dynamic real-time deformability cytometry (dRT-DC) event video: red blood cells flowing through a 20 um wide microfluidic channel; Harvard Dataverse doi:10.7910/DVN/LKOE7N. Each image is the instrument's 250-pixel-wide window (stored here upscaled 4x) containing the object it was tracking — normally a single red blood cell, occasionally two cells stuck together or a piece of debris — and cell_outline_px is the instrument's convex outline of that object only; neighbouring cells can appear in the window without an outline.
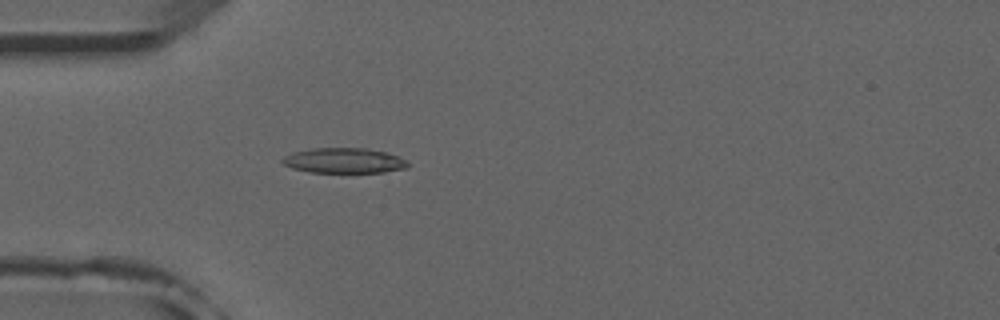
{"species": "common noctule bat (a hibernating species)", "species_latin": "Nyctalus noctula", "temperature_condition": "room temperature", "stored_images_in_passage": 52, "camera_frame_rate_fps": 3000, "um_per_image_px": 0.085, "animal": {"sex": "male", "forearm_length_mm": 52.5}, "frame": {"image": 1, "passage_image": 15, "time_ms": 4.667, "image_size_px": [1000, 320], "cell_outline_px": [[408, 168], [384, 172], [312, 172], [292, 168], [284, 164], [280, 160], [284, 156], [292, 152], [312, 148], [364, 148], [384, 152], [396, 156], [404, 160], [408, 164]], "centroid_in_image_um": [29.19, 13.65], "position_along_channel_um": 55.8, "area_um2": 18.21}}
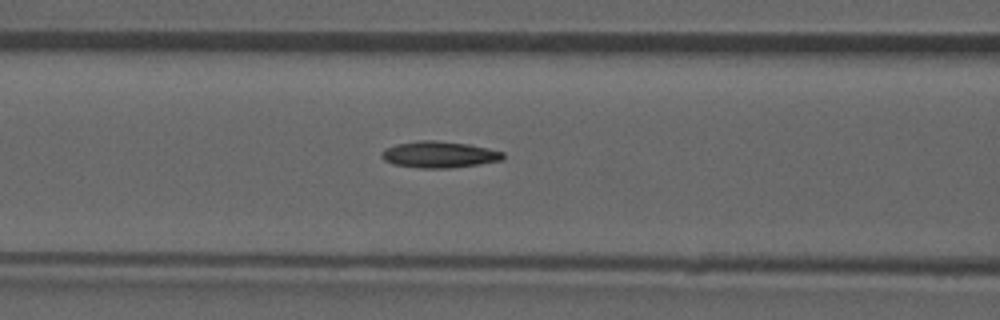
{"frame": {"image": 2, "passage_image": 21, "time_ms": 6.667, "image_size_px": [1000, 320], "cell_outline_px": [[504, 156], [500, 160], [480, 164], [452, 168], [420, 168], [392, 164], [384, 160], [380, 156], [380, 152], [384, 148], [396, 144], [420, 140], [436, 140], [468, 144], [488, 148], [504, 152]], "centroid_in_image_um": [37.28, 13.13], "position_along_channel_um": 129.3, "area_um2": 18.84}}
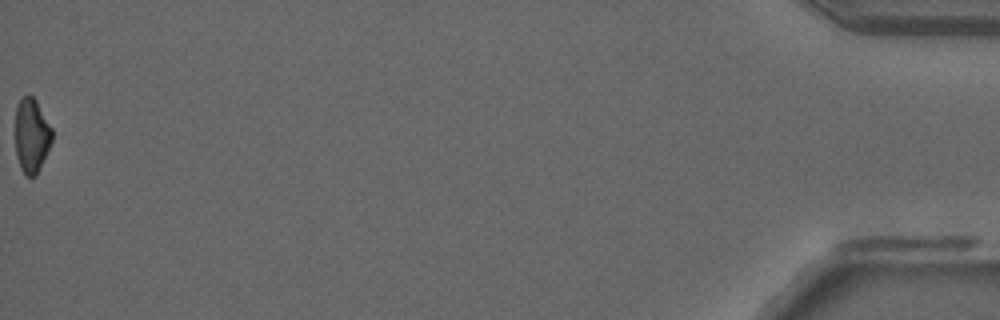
{"frame": {"image": 3, "passage_image": 52, "time_ms": 17.0, "image_size_px": [1000, 320], "cell_outline_px": [[52, 140], [36, 176], [24, 176], [20, 168], [16, 156], [16, 108], [20, 96], [28, 92], [36, 100], [52, 128]], "centroid_in_image_um": [2.67, 11.49], "position_along_channel_um": 432.5, "area_um2": 16.07}, "authors_computed_cell_mechanics": {"area_um2": 18.207, "velocity_mm_per_s": 3.9463, "shape_relaxation_time_tau1_ms": null, "shape_relaxation_time_tau2_ms": 5.1171, "deformation_change_tau1": null, "deformation_change_tau2": 0.1346}}